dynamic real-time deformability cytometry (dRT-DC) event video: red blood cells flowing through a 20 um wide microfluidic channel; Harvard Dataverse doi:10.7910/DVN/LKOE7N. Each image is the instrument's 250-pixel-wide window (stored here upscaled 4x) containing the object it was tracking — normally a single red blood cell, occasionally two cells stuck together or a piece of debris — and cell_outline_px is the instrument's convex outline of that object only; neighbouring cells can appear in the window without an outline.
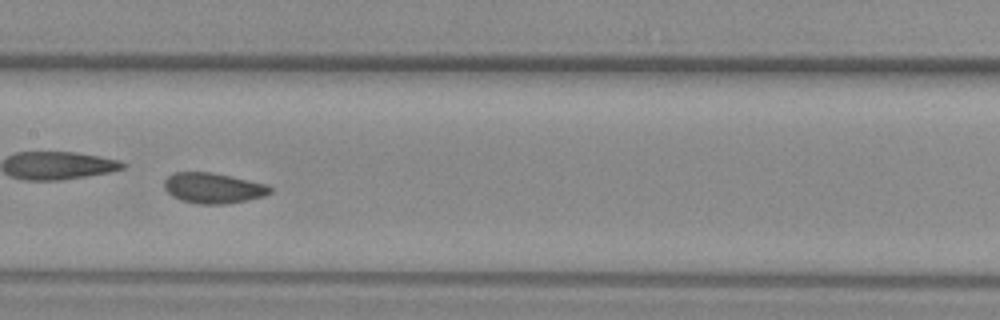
{"species": "common noctule bat (a hibernating species)", "species_latin": "Nyctalus noctula", "temperature_condition": "warm", "stored_images_in_passage": 32, "camera_frame_rate_fps": 3000, "um_per_image_px": 0.085, "animal": {"sex": "female", "body_mass_g": 29.2, "forearm_length_mm": 56.3}, "frame": {"image": 1, "passage_image": 10, "time_ms": 3.0, "image_size_px": [1000, 320], "cell_outline_px": [[272, 192], [264, 196], [224, 204], [200, 204], [180, 200], [172, 196], [164, 188], [164, 180], [168, 176], [176, 172], [212, 172], [268, 184], [272, 188]], "centroid_in_image_um": [18.12, 15.98], "position_along_channel_um": 189.3, "area_um2": 18.79}, "authors_computed_cell_mechanics": {"area_um2": 18.7272, "velocity_mm_per_s": 3.9024, "shape_relaxation_time_tau1_ms": null, "shape_relaxation_time_tau2_ms": 1.8351, "deformation_change_tau1": null, "deformation_change_tau2": 0.0455}}